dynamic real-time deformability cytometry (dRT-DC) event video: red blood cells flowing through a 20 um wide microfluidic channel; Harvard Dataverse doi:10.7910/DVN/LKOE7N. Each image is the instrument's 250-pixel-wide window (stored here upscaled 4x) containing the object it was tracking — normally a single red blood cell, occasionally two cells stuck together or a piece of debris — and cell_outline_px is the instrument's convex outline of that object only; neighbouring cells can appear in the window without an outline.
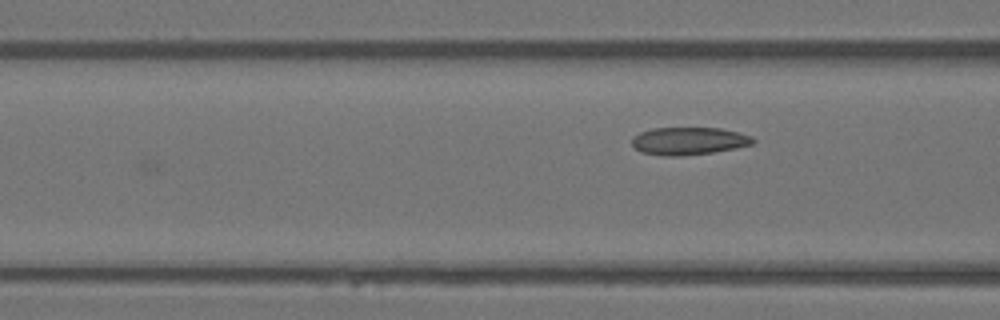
{"species": "Egyptian fruit bat (a non-hibernating species)", "species_latin": "Rousettus aegyptiacus", "temperature_condition": "warm", "stored_images_in_passage": 5, "camera_frame_rate_fps": 3000, "um_per_image_px": 0.085, "animal": {"sex": "female"}, "frame": {"image": 1, "passage_image": 5, "time_ms": 1.333, "image_size_px": [1000, 320], "cell_outline_px": [[756, 140], [752, 144], [736, 148], [712, 152], [680, 156], [664, 156], [640, 152], [632, 144], [632, 136], [640, 132], [652, 128], [720, 128], [740, 132], [752, 136]], "centroid_in_image_um": [58.54, 11.98], "position_along_channel_um": 108.1, "area_um2": 19.59}}